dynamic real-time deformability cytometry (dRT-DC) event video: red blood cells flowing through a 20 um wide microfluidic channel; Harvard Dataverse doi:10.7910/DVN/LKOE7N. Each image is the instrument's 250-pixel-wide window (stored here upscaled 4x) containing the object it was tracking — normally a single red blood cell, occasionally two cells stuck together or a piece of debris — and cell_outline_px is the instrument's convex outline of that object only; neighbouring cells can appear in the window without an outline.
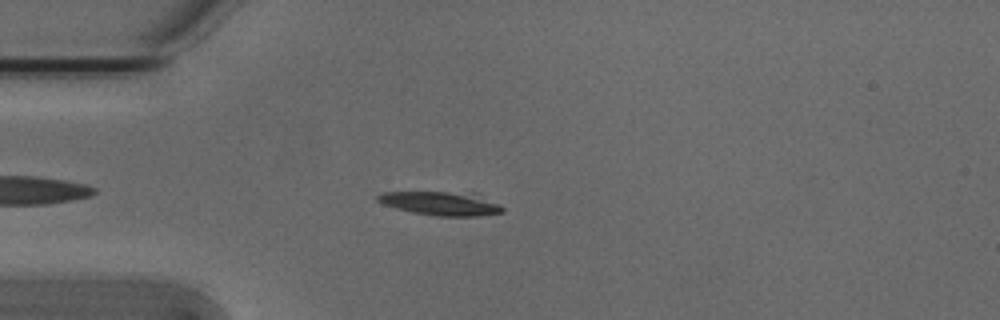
{"species": "Egyptian fruit bat (a non-hibernating species)", "species_latin": "Rousettus aegyptiacus", "temperature_condition": "cold", "stored_images_in_passage": 46, "camera_frame_rate_fps": 3000, "um_per_image_px": 0.085, "animal": {"sex": "male"}, "frame": {"image": 1, "passage_image": 6, "time_ms": 1.667, "image_size_px": [1000, 320], "cell_outline_px": [[504, 212], [480, 216], [436, 216], [412, 212], [396, 208], [384, 204], [376, 200], [376, 196], [380, 192], [476, 192], [500, 204], [504, 208]], "centroid_in_image_um": [37.54, 17.28], "position_along_channel_um": 47.5, "area_um2": 17.63}}
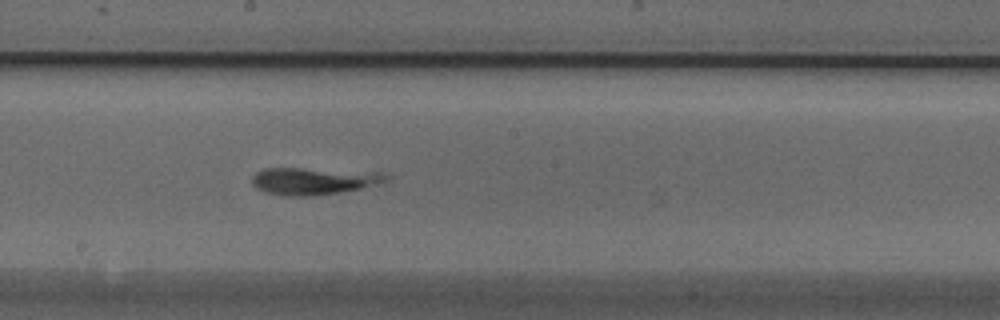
{"frame": {"image": 2, "passage_image": 21, "time_ms": 6.667, "image_size_px": [1000, 320], "cell_outline_px": [[392, 176], [388, 180], [376, 184], [360, 188], [340, 192], [312, 196], [284, 196], [264, 192], [256, 188], [252, 184], [252, 176], [256, 172], [264, 168], [300, 168], [384, 172]], "centroid_in_image_um": [26.65, 15.38], "position_along_channel_um": 221.5, "area_um2": 21.39}}
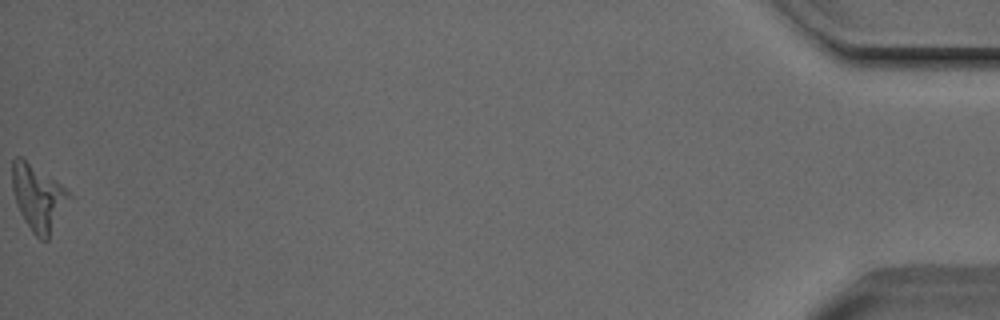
{"frame": {"image": 3, "passage_image": 46, "time_ms": 15.0, "image_size_px": [1000, 320], "cell_outline_px": [[72, 196], [48, 240], [40, 240], [32, 232], [24, 220], [16, 204], [12, 188], [12, 160], [16, 156], [20, 156], [60, 184]], "centroid_in_image_um": [3.23, 16.82], "position_along_channel_um": 432.0, "area_um2": 21.62}}